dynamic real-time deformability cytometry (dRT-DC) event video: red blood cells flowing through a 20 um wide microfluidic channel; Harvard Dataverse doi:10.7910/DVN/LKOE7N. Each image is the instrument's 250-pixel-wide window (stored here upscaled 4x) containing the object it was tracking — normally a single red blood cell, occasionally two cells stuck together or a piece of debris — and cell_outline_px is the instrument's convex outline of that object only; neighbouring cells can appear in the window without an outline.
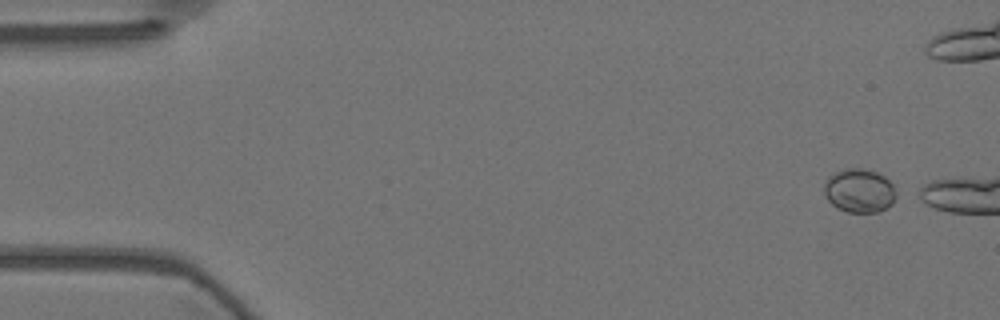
{"species": "Egyptian fruit bat (a non-hibernating species)", "species_latin": "Rousettus aegyptiacus", "temperature_condition": "warm", "stored_images_in_passage": 6, "camera_frame_rate_fps": 3000, "um_per_image_px": 0.085, "animal": {"sex": "female"}, "frame": {"image": 1, "passage_image": 1, "time_ms": 0.0, "image_size_px": [1000, 320], "cell_outline_px": [[900, 192], [896, 200], [892, 204], [876, 212], [848, 212], [836, 208], [824, 196], [824, 184], [828, 176], [832, 172], [848, 168], [864, 168], [876, 172], [884, 176]], "centroid_in_image_um": [73.06, 16.2], "position_along_channel_um": 11.9, "area_um2": 18.79}}